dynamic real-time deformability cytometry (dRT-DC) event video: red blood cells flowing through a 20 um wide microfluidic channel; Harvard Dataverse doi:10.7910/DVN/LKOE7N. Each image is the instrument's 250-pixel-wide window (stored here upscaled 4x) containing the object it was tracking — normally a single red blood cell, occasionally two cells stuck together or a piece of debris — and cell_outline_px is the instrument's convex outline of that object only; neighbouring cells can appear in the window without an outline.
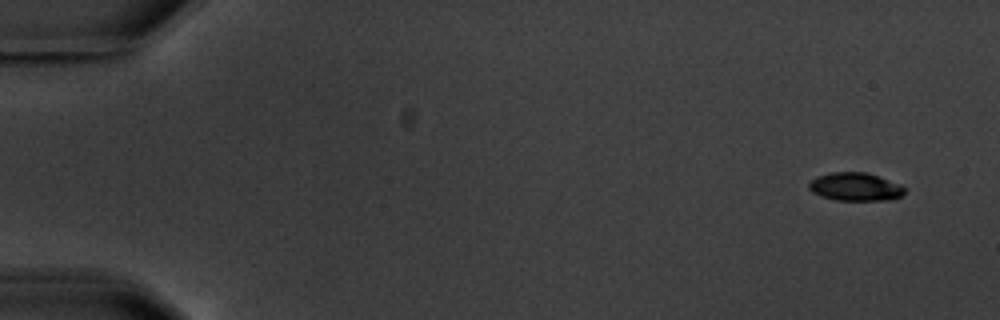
{"species": "common noctule bat (a hibernating species)", "species_latin": "Nyctalus noctula", "temperature_condition": "warm", "stored_images_in_passage": 5, "camera_frame_rate_fps": 3000, "um_per_image_px": 0.085, "animal": {"sex": "male", "body_mass_g": 20.1, "forearm_length_mm": 53.5}, "frame": {"image": 1, "passage_image": 1, "time_ms": 0.0, "image_size_px": [1000, 320], "cell_outline_px": [[904, 192], [900, 196], [892, 200], [836, 200], [820, 196], [812, 192], [808, 188], [808, 184], [816, 176], [832, 172], [864, 172], [900, 184], [904, 188]], "centroid_in_image_um": [72.66, 15.88], "position_along_channel_um": 12.3, "area_um2": 15.61}}
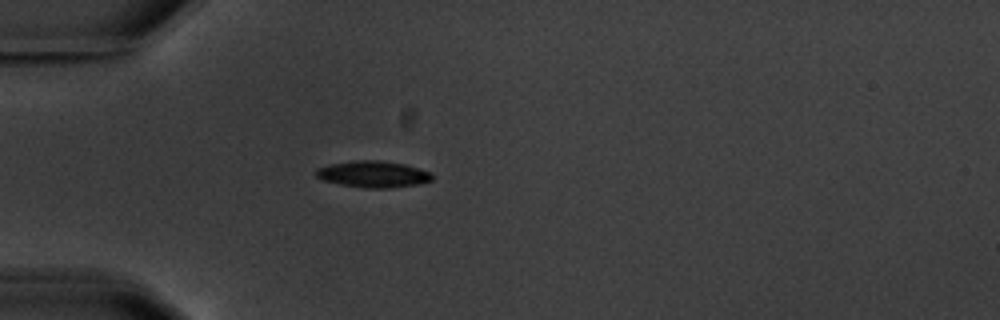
{"frame": {"image": 2, "passage_image": 5, "time_ms": 4.667, "image_size_px": [1000, 320], "cell_outline_px": [[432, 180], [416, 184], [388, 188], [364, 188], [340, 184], [324, 180], [316, 176], [316, 168], [332, 164], [352, 160], [380, 160], [404, 164], [432, 172]], "centroid_in_image_um": [31.72, 14.8], "position_along_channel_um": 53.3, "area_um2": 17.8}}